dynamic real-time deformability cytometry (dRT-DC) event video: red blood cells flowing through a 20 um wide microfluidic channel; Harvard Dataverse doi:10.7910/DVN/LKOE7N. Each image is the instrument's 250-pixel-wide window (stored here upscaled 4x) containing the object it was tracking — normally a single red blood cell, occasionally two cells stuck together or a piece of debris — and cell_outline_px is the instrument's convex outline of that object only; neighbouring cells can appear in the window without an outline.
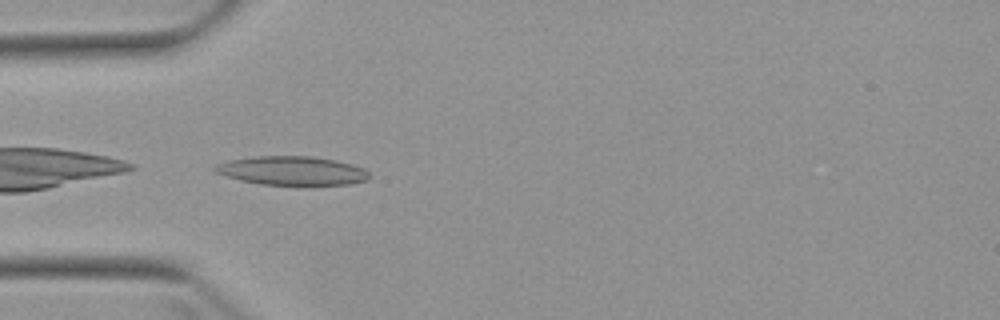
{"species": "Egyptian fruit bat (a non-hibernating species)", "species_latin": "Rousettus aegyptiacus", "temperature_condition": "warm", "stored_images_in_passage": 5, "camera_frame_rate_fps": 3000, "um_per_image_px": 0.085, "animal": {"sex": "female"}, "frame": {"image": 1, "passage_image": 4, "time_ms": 3.667, "image_size_px": [1000, 320], "cell_outline_px": [[368, 180], [348, 184], [260, 184], [240, 180], [216, 172], [212, 168], [216, 164], [228, 160], [256, 156], [312, 156], [336, 160], [352, 164], [364, 168], [368, 172]], "centroid_in_image_um": [24.81, 14.49], "position_along_channel_um": 60.2, "area_um2": 25.66}}
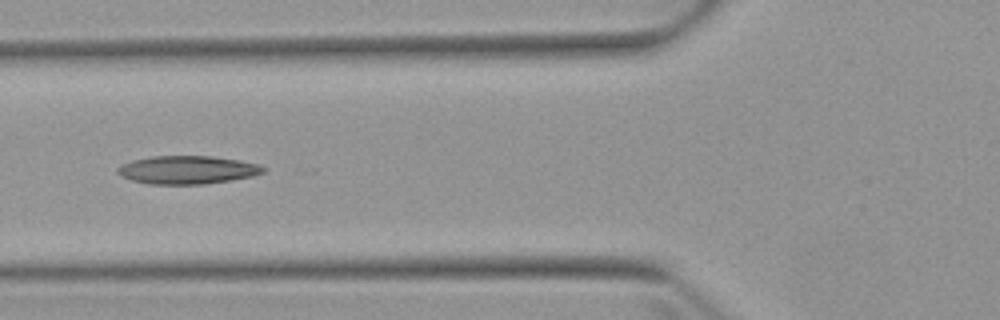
{"frame": {"image": 2, "passage_image": 5, "time_ms": 5.0, "image_size_px": [1000, 320], "cell_outline_px": [[264, 172], [252, 176], [232, 180], [204, 184], [148, 184], [132, 180], [120, 176], [116, 172], [116, 168], [120, 164], [132, 160], [152, 156], [212, 156], [240, 160], [260, 164], [264, 168]], "centroid_in_image_um": [15.89, 14.43], "position_along_channel_um": 109.9, "area_um2": 24.1}}